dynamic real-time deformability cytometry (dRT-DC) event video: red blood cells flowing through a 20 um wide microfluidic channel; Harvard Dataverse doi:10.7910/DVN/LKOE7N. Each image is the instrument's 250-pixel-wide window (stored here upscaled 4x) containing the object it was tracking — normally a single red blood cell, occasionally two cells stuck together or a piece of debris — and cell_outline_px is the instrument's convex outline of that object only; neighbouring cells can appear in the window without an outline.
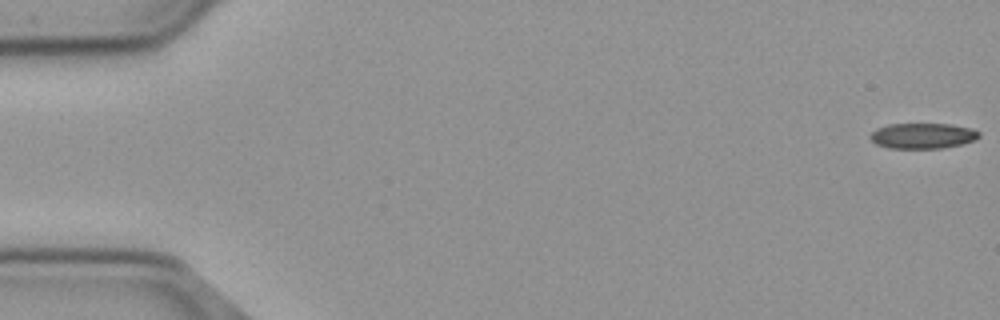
{"species": "common noctule bat (a hibernating species)", "species_latin": "Nyctalus noctula", "temperature_condition": "cold", "stored_images_in_passage": 56, "camera_frame_rate_fps": 3000, "um_per_image_px": 0.085, "animal": {"sex": "male", "body_mass_g": 23.1, "forearm_length_mm": 52.7}, "frame": {"image": 1, "passage_image": 1, "time_ms": 0.0, "image_size_px": [1000, 320], "cell_outline_px": [[980, 136], [976, 140], [964, 144], [940, 148], [888, 148], [876, 144], [868, 136], [876, 128], [888, 124], [952, 124], [972, 128], [980, 132]], "centroid_in_image_um": [78.45, 11.54], "position_along_channel_um": 6.5, "area_um2": 16.36}}
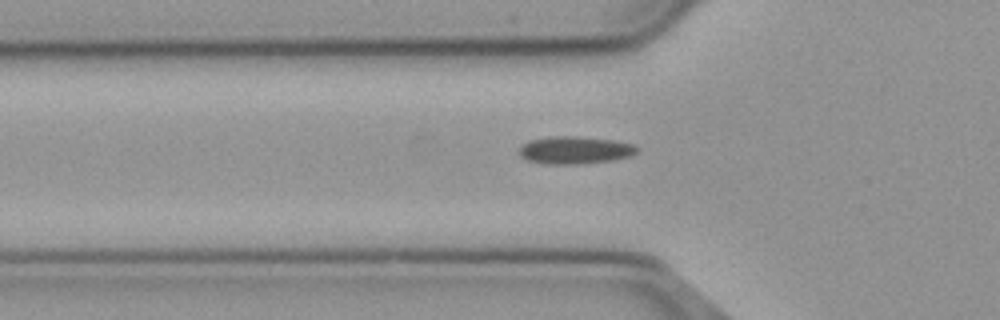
{"frame": {"image": 2, "passage_image": 19, "time_ms": 6.0, "image_size_px": [1000, 320], "cell_outline_px": [[636, 152], [628, 156], [612, 160], [576, 164], [548, 164], [528, 160], [520, 156], [520, 148], [528, 140], [548, 136], [572, 136], [612, 140], [632, 144], [636, 148]], "centroid_in_image_um": [48.81, 12.75], "position_along_channel_um": 77.0, "area_um2": 18.55}}
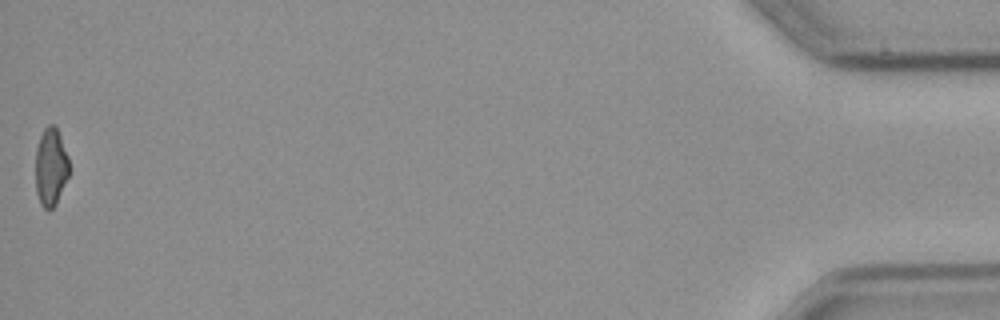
{"frame": {"image": 3, "passage_image": 56, "time_ms": 18.333, "image_size_px": [1000, 320], "cell_outline_px": [[68, 176], [56, 204], [48, 212], [40, 204], [36, 192], [36, 148], [40, 136], [44, 128], [48, 124], [56, 124], [68, 156]], "centroid_in_image_um": [4.31, 14.18], "position_along_channel_um": 430.9, "area_um2": 15.37}, "authors_computed_cell_mechanics": {"area_um2": 17.34, "velocity_mm_per_s": 3.7032, "shape_relaxation_time_tau1_ms": null, "shape_relaxation_time_tau2_ms": 11.1052, "deformation_change_tau1": null, "deformation_change_tau2": 0.1903}}